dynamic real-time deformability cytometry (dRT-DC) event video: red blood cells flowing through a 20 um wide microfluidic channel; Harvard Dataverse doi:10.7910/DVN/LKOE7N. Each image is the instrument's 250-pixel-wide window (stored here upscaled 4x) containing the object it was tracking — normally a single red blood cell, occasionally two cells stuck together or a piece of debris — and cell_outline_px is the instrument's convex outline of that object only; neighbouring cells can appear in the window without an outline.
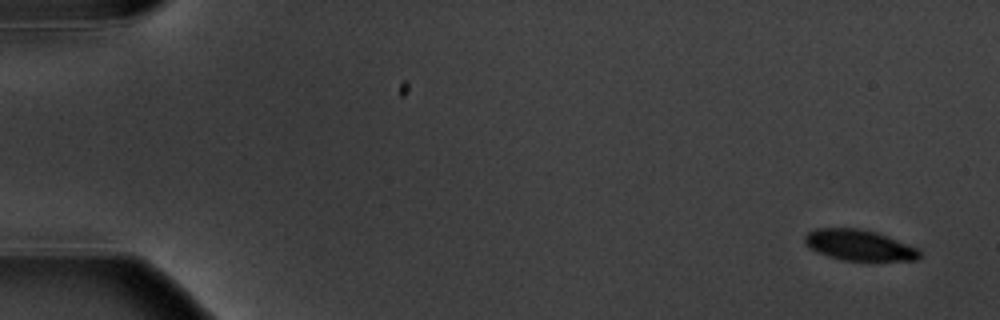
{"species": "common noctule bat (a hibernating species)", "species_latin": "Nyctalus noctula", "temperature_condition": "warm", "stored_images_in_passage": 6, "camera_frame_rate_fps": 3000, "um_per_image_px": 0.085, "animal": {"sex": "male", "body_mass_g": 20.1, "forearm_length_mm": 53.5}, "frame": {"image": 1, "passage_image": 1, "time_ms": 0.0, "image_size_px": [1000, 320], "cell_outline_px": [[920, 256], [916, 260], [844, 260], [828, 256], [808, 248], [804, 240], [804, 236], [808, 232], [816, 228], [856, 228], [876, 232], [888, 236], [920, 248]], "centroid_in_image_um": [73.03, 20.83], "position_along_channel_um": 12.0, "area_um2": 20.58}}